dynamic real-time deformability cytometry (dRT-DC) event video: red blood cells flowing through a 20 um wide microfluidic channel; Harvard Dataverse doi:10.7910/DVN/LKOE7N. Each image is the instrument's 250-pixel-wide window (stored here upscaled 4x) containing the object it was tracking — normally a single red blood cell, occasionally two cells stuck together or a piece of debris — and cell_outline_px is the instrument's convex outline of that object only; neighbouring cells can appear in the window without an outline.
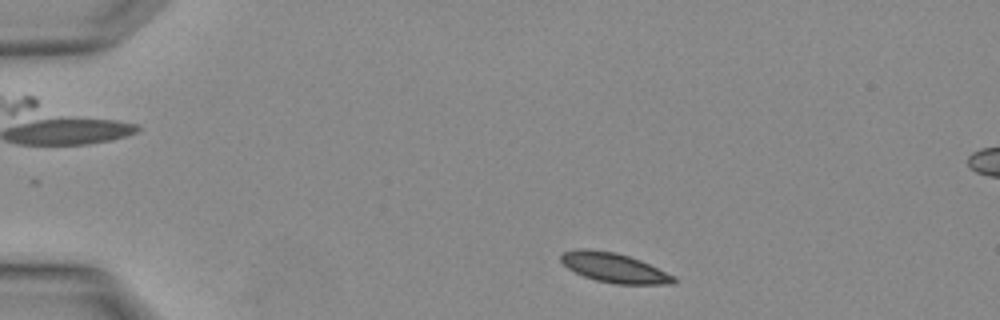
{"species": "Egyptian fruit bat (a non-hibernating species)", "species_latin": "Rousettus aegyptiacus", "temperature_condition": "warm", "stored_images_in_passage": 2, "segment_of_instrument_passage": [2, 2], "camera_frame_rate_fps": 3000, "um_per_image_px": 0.085, "animal": {"sex": "female"}, "frame": {"image": 1, "passage_image": 2, "time_ms": 0.333, "image_size_px": [1000, 320], "cell_outline_px": [[676, 280], [672, 284], [616, 284], [596, 280], [584, 276], [568, 268], [560, 260], [560, 256], [564, 252], [580, 248], [584, 248], [616, 252], [640, 260], [676, 276]], "centroid_in_image_um": [52.21, 22.76], "position_along_channel_um": 32.8, "area_um2": 19.31}}